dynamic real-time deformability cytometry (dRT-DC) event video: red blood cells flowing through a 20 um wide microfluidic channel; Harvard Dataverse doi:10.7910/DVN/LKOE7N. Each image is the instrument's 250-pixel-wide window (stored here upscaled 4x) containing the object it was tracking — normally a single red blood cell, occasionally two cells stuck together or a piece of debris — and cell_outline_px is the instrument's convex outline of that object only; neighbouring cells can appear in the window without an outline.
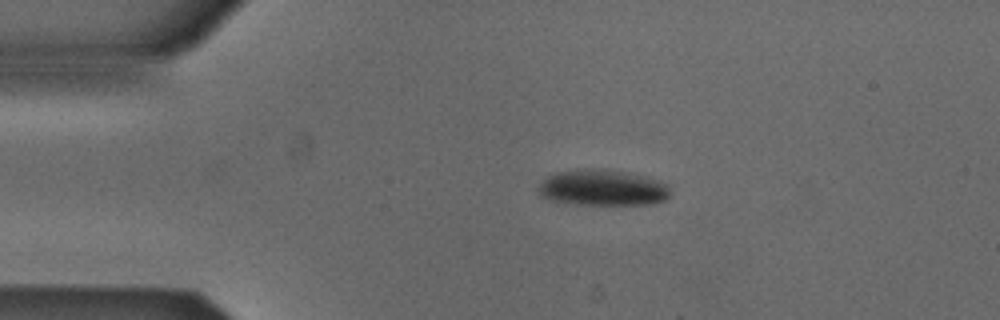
{"species": "Egyptian fruit bat (a non-hibernating species)", "species_latin": "Rousettus aegyptiacus", "temperature_condition": "cold", "stored_images_in_passage": 38, "camera_frame_rate_fps": 3000, "um_per_image_px": 0.085, "animal": {"sex": "male"}, "frame": {"image": 1, "passage_image": 1, "time_ms": 0.0, "image_size_px": [1000, 320], "cell_outline_px": [[668, 196], [664, 200], [652, 204], [576, 204], [552, 200], [540, 196], [536, 192], [536, 188], [548, 176], [556, 172], [584, 168], [600, 168], [624, 172], [644, 176], [660, 180], [668, 184]], "centroid_in_image_um": [51.19, 15.95], "position_along_channel_um": 33.8, "area_um2": 27.69}}
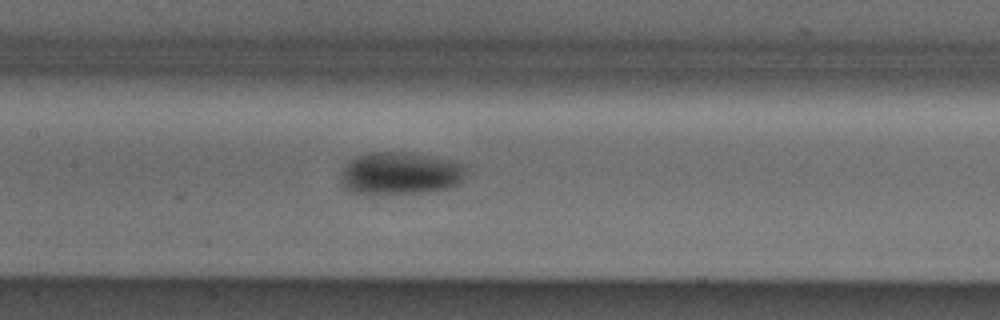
{"frame": {"image": 2, "passage_image": 15, "time_ms": 4.667, "image_size_px": [1000, 320], "cell_outline_px": [[468, 168], [464, 180], [460, 184], [452, 188], [428, 192], [352, 192], [344, 188], [340, 180], [340, 172], [344, 164], [348, 160], [356, 156], [368, 152], [408, 152], [432, 156], [468, 164]], "centroid_in_image_um": [34.08, 14.7], "position_along_channel_um": 173.3, "area_um2": 31.44}}
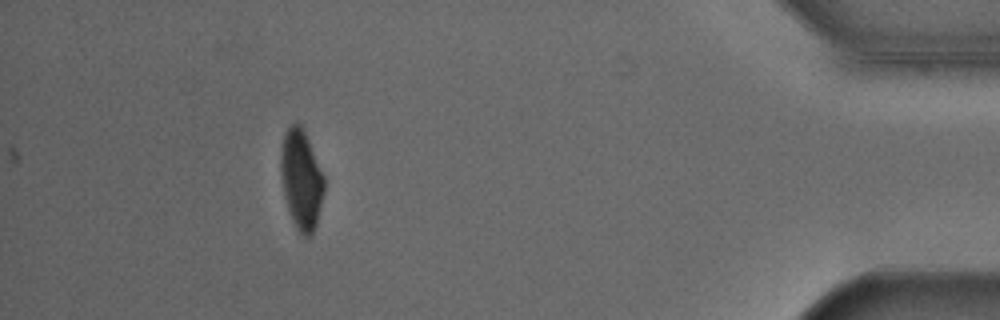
{"frame": {"image": 3, "passage_image": 38, "time_ms": 12.333, "image_size_px": [1000, 320], "cell_outline_px": [[324, 192], [316, 224], [312, 236], [304, 236], [296, 228], [288, 212], [284, 196], [280, 168], [280, 156], [284, 132], [292, 124], [300, 124], [308, 140], [324, 176]], "centroid_in_image_um": [25.59, 15.29], "position_along_channel_um": 409.6, "area_um2": 24.97}}